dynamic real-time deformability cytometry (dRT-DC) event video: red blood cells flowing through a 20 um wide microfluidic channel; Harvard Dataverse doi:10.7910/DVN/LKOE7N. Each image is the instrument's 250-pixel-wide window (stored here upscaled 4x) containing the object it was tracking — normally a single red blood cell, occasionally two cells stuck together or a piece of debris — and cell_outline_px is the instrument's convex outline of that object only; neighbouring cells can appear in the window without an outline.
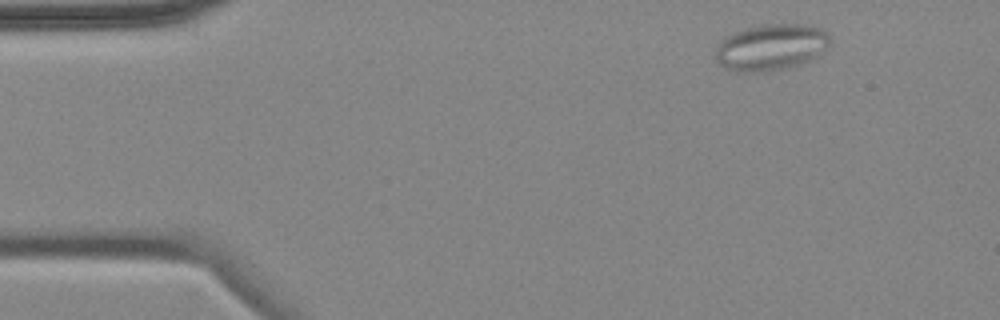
{"species": "common noctule bat (a hibernating species)", "species_latin": "Nyctalus noctula", "temperature_condition": "cold", "stored_images_in_passage": 6, "camera_frame_rate_fps": 3000, "um_per_image_px": 0.085, "animal": {"sex": "female", "body_mass_g": 18.4}, "frame": {"image": 1, "passage_image": 1, "time_ms": 0.0, "image_size_px": [1000, 320], "cell_outline_px": [[832, 44], [828, 48], [812, 60], [788, 68], [764, 72], [736, 72], [724, 68], [716, 60], [716, 44], [724, 36], [744, 28], [764, 24], [804, 24], [820, 28], [828, 32], [832, 40]], "centroid_in_image_um": [65.55, 4.01], "position_along_channel_um": 19.4, "area_um2": 31.73}}
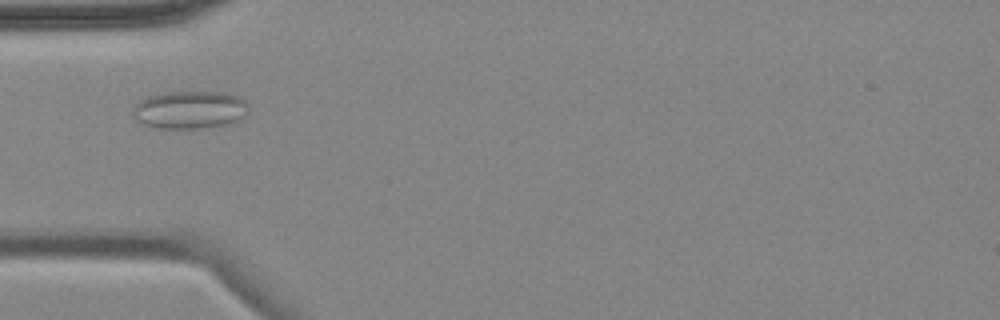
{"frame": {"image": 2, "passage_image": 4, "time_ms": 3.667, "image_size_px": [1000, 320], "cell_outline_px": [[248, 108], [244, 116], [240, 120], [232, 124], [204, 128], [156, 128], [144, 124], [136, 120], [132, 116], [132, 108], [140, 100], [148, 96], [164, 92], [224, 92], [236, 96], [244, 100]], "centroid_in_image_um": [16.11, 9.34], "position_along_channel_um": 68.9, "area_um2": 25.72}}